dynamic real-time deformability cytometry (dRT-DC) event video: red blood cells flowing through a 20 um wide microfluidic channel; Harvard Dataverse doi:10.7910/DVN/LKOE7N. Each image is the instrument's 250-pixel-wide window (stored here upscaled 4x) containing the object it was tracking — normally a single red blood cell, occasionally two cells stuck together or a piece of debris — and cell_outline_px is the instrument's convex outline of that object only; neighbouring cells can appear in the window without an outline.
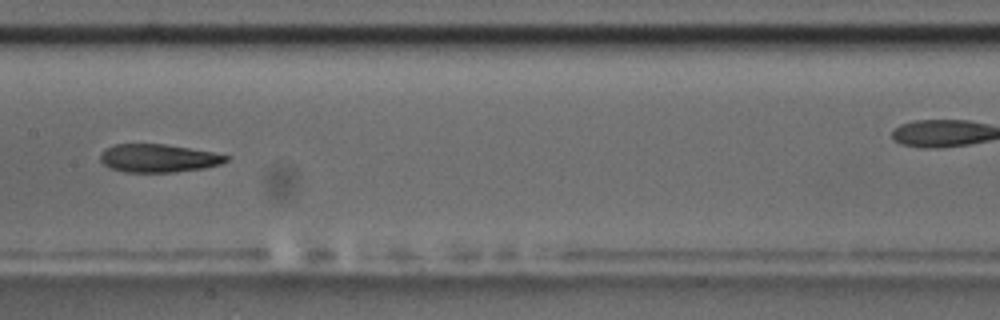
{"species": "common noctule bat (a hibernating species)", "species_latin": "Nyctalus noctula", "temperature_condition": "room temperature", "stored_images_in_passage": 11, "camera_frame_rate_fps": 3000, "um_per_image_px": 0.085, "animal": {"sex": "male", "body_mass_g": 17.5, "forearm_length_mm": 52.3}, "frame": {"image": 1, "passage_image": 7, "time_ms": 7.0, "image_size_px": [1000, 320], "cell_outline_px": [[232, 156], [228, 160], [220, 164], [204, 168], [176, 172], [124, 172], [108, 168], [100, 160], [100, 156], [104, 148], [116, 144], [164, 144], [212, 152]], "centroid_in_image_um": [13.45, 13.45], "position_along_channel_um": 194.0, "area_um2": 20.69}}
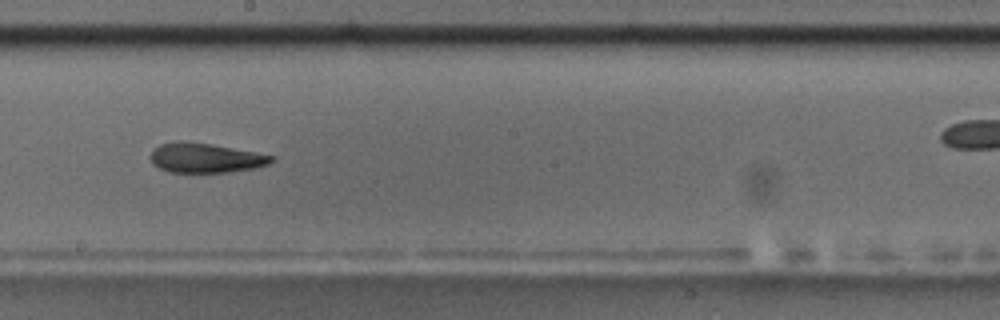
{"frame": {"image": 2, "passage_image": 8, "time_ms": 8.0, "image_size_px": [1000, 320], "cell_outline_px": [[276, 156], [268, 164], [252, 168], [228, 172], [168, 172], [152, 164], [148, 156], [152, 148], [160, 144], [184, 140], [256, 152]], "centroid_in_image_um": [17.38, 13.42], "position_along_channel_um": 230.8, "area_um2": 20.87}}